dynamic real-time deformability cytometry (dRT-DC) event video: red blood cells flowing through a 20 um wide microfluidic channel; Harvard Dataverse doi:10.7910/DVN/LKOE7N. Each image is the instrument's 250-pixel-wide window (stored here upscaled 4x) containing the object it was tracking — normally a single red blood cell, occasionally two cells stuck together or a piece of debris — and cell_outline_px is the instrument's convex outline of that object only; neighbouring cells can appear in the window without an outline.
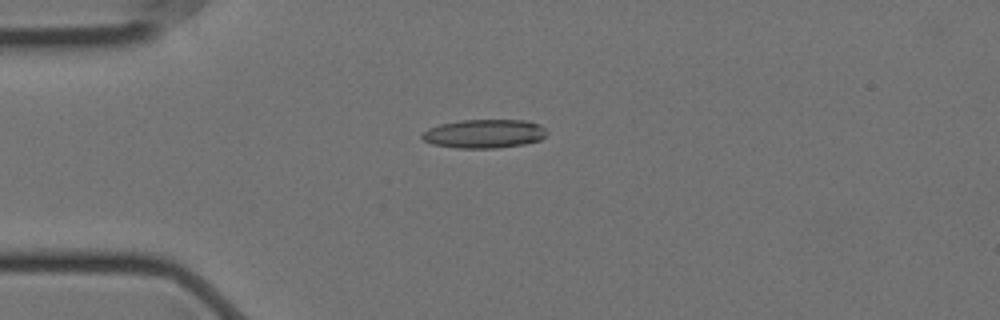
{"species": "Egyptian fruit bat (a non-hibernating species)", "species_latin": "Rousettus aegyptiacus", "temperature_condition": "cold", "stored_images_in_passage": 58, "camera_frame_rate_fps": 3000, "um_per_image_px": 0.085, "animal": {"sex": "female"}, "frame": {"image": 1, "passage_image": 15, "time_ms": 4.667, "image_size_px": [1000, 320], "cell_outline_px": [[548, 132], [540, 140], [524, 144], [496, 148], [456, 148], [432, 144], [424, 140], [420, 136], [428, 128], [440, 124], [460, 120], [524, 120], [540, 124]], "centroid_in_image_um": [41.16, 11.36], "position_along_channel_um": 43.8, "area_um2": 20.92}}
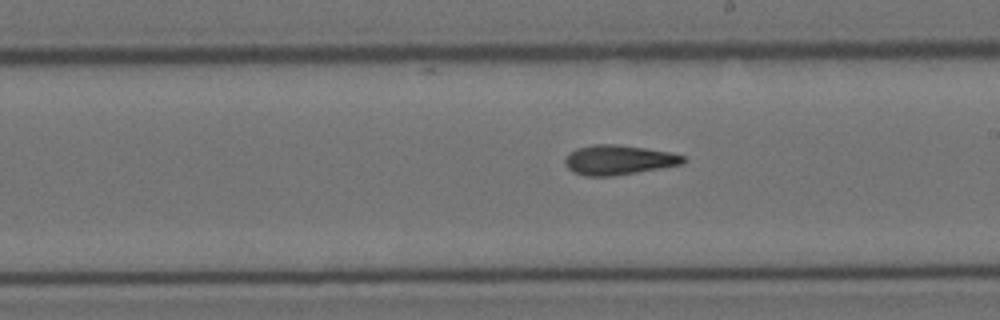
{"frame": {"image": 2, "passage_image": 33, "time_ms": 10.667, "image_size_px": [1000, 320], "cell_outline_px": [[688, 160], [684, 164], [612, 176], [584, 176], [572, 172], [564, 164], [564, 160], [568, 152], [576, 148], [592, 144], [616, 144], [672, 152], [684, 156]], "centroid_in_image_um": [52.56, 13.59], "position_along_channel_um": 236.4, "area_um2": 20.69}}
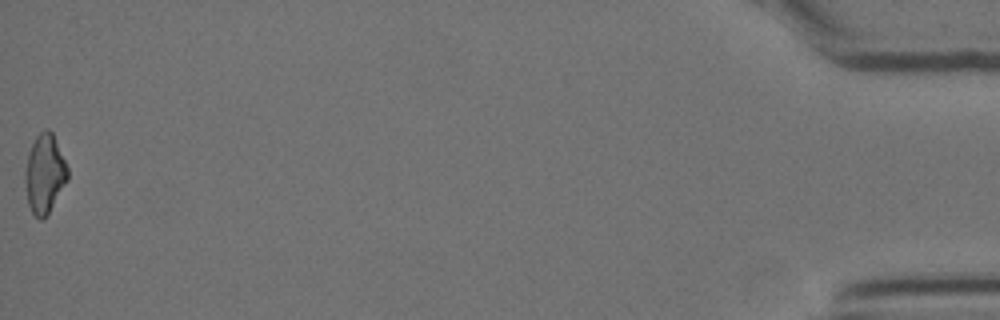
{"frame": {"image": 3, "passage_image": 58, "time_ms": 19.0, "image_size_px": [1000, 320], "cell_outline_px": [[68, 180], [48, 212], [40, 220], [32, 212], [28, 204], [24, 180], [24, 172], [28, 156], [32, 144], [36, 136], [44, 128], [48, 128], [52, 132], [68, 168]], "centroid_in_image_um": [3.78, 14.74], "position_along_channel_um": 431.4, "area_um2": 19.31}, "authors_computed_cell_mechanics": {"area_um2": 19.9988, "velocity_mm_per_s": 3.5281, "shape_relaxation_time_tau1_ms": 10.7307, "shape_relaxation_time_tau2_ms": 3.9515, "deformation_change_tau1": 0.247, "deformation_change_tau2": 0.1396}}